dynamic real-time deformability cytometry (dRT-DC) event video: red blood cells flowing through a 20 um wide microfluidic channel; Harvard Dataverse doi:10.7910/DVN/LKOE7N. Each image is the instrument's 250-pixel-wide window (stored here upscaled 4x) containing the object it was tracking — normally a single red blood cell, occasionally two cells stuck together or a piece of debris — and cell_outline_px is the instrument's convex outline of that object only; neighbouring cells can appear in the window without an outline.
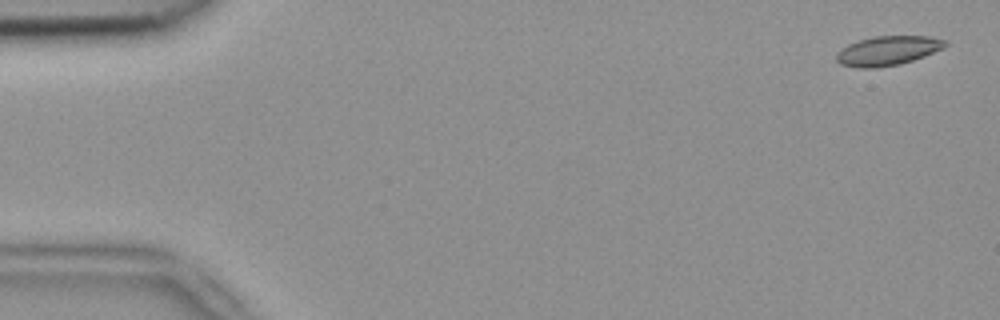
{"species": "common noctule bat (a hibernating species)", "species_latin": "Nyctalus noctula", "temperature_condition": "room temperature", "stored_images_in_passage": 4, "camera_frame_rate_fps": 3000, "um_per_image_px": 0.085, "animal": {"sex": "female", "body_mass_g": 18.4}, "frame": {"image": 1, "passage_image": 1, "time_ms": 0.0, "image_size_px": [1000, 320], "cell_outline_px": [[948, 44], [944, 48], [924, 56], [900, 64], [876, 68], [860, 68], [840, 64], [836, 60], [836, 52], [840, 48], [848, 44], [872, 36], [928, 36], [948, 40]], "centroid_in_image_um": [75.45, 4.3], "position_along_channel_um": 9.5, "area_um2": 18.79}}
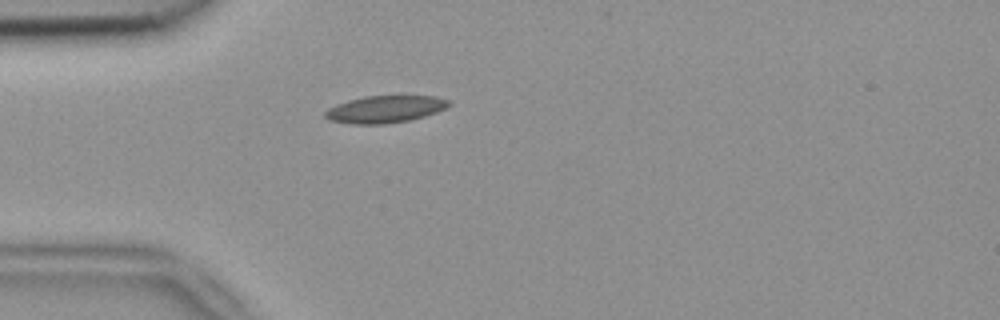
{"frame": {"image": 2, "passage_image": 4, "time_ms": 1.0, "image_size_px": [1000, 320], "cell_outline_px": [[452, 104], [436, 112], [424, 116], [408, 120], [384, 124], [352, 124], [328, 120], [324, 116], [324, 112], [328, 108], [336, 104], [348, 100], [364, 96], [436, 96], [452, 100]], "centroid_in_image_um": [32.72, 9.28], "position_along_channel_um": 52.3, "area_um2": 19.65}}